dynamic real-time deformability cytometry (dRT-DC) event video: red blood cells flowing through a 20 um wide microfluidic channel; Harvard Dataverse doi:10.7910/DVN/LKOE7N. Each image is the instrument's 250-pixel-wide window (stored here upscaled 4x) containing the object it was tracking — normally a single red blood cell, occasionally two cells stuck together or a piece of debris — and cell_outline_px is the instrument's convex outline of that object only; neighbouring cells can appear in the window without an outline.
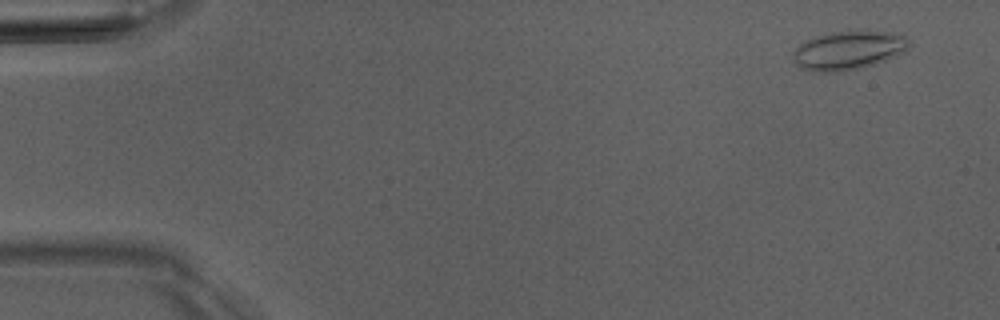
{"species": "Egyptian fruit bat (a non-hibernating species)", "species_latin": "Rousettus aegyptiacus", "temperature_condition": "room temperature", "stored_images_in_passage": 3, "camera_frame_rate_fps": 3000, "um_per_image_px": 0.085, "animal": {"sex": "male"}, "frame": {"image": 1, "passage_image": 1, "time_ms": 0.0, "image_size_px": [1000, 320], "cell_outline_px": [[908, 48], [904, 52], [876, 64], [856, 68], [832, 72], [812, 72], [800, 68], [796, 64], [792, 56], [792, 52], [804, 40], [816, 36], [832, 32], [896, 32], [908, 36]], "centroid_in_image_um": [72.09, 4.28], "position_along_channel_um": 12.9, "area_um2": 26.01}}